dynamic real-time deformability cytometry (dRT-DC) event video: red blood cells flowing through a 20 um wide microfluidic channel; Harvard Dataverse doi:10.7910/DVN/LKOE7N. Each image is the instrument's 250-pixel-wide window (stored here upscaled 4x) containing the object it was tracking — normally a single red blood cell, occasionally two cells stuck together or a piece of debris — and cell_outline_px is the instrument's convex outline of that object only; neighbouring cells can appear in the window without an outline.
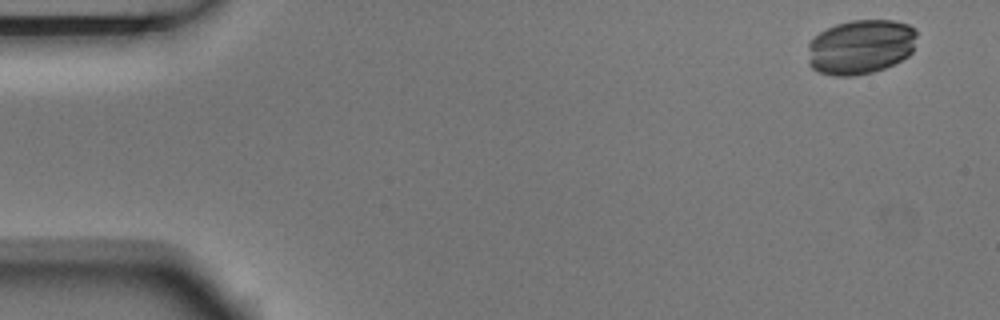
{"species": "Egyptian fruit bat (a non-hibernating species)", "species_latin": "Rousettus aegyptiacus", "temperature_condition": "room temperature", "stored_images_in_passage": 4, "camera_frame_rate_fps": 3000, "um_per_image_px": 0.085, "animal": {"sex": "male"}, "frame": {"image": 1, "passage_image": 1, "time_ms": 0.0, "image_size_px": [1000, 320], "cell_outline_px": [[916, 36], [912, 52], [908, 56], [884, 68], [872, 72], [852, 76], [832, 76], [820, 72], [812, 68], [808, 64], [808, 44], [820, 32], [836, 24], [852, 20], [892, 20], [908, 24], [916, 28]], "centroid_in_image_um": [73.15, 3.98], "position_along_channel_um": 11.9, "area_um2": 34.8}}